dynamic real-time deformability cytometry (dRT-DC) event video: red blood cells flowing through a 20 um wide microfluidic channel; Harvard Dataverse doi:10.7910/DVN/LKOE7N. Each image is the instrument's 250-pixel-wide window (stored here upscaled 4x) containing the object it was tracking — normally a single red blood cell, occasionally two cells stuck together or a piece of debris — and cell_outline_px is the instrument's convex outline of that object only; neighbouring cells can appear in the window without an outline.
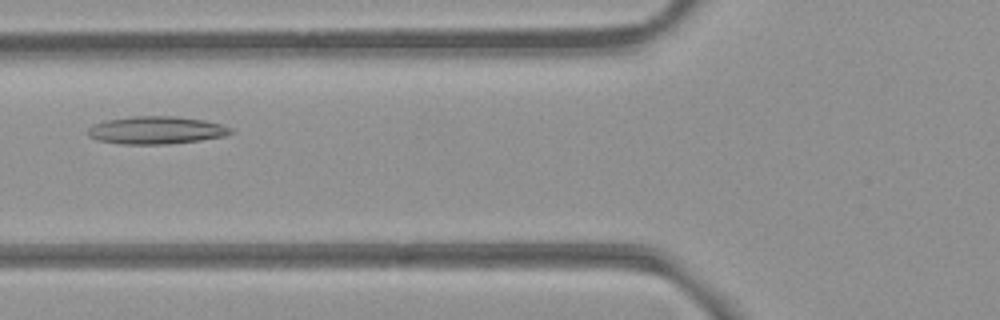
{"species": "common noctule bat (a hibernating species)", "species_latin": "Nyctalus noctula", "temperature_condition": "room temperature", "stored_images_in_passage": 48, "camera_frame_rate_fps": 3000, "um_per_image_px": 0.085, "animal": {"sex": "female", "body_mass_g": 21.9}, "frame": {"image": 1, "passage_image": 15, "time_ms": 4.667, "image_size_px": [1000, 320], "cell_outline_px": [[232, 132], [224, 136], [200, 140], [168, 144], [120, 144], [96, 140], [88, 136], [88, 128], [92, 124], [104, 120], [132, 116], [176, 116], [204, 120], [220, 124], [232, 128]], "centroid_in_image_um": [13.23, 11.06], "position_along_channel_um": 112.6, "area_um2": 23.18}}
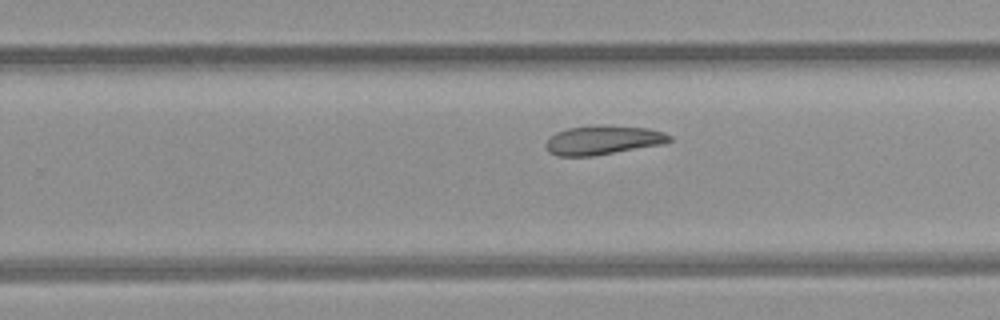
{"frame": {"image": 2, "passage_image": 28, "time_ms": 9.0, "image_size_px": [1000, 320], "cell_outline_px": [[672, 140], [664, 144], [592, 156], [556, 156], [548, 152], [544, 144], [556, 132], [568, 128], [600, 124], [648, 128], [664, 132], [672, 136]], "centroid_in_image_um": [51.26, 11.9], "position_along_channel_um": 278.5, "area_um2": 21.15}}
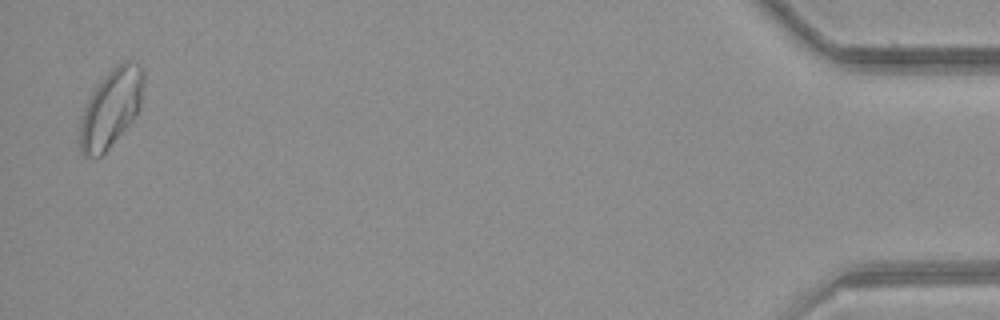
{"frame": {"image": 3, "passage_image": 47, "time_ms": 15.333, "image_size_px": [1000, 320], "cell_outline_px": [[144, 80], [140, 108], [136, 116], [108, 148], [100, 156], [84, 156], [80, 152], [80, 116], [92, 92], [104, 76], [112, 68], [124, 60], [140, 60], [144, 68]], "centroid_in_image_um": [9.47, 9.12], "position_along_channel_um": 425.7, "area_um2": 29.13}}